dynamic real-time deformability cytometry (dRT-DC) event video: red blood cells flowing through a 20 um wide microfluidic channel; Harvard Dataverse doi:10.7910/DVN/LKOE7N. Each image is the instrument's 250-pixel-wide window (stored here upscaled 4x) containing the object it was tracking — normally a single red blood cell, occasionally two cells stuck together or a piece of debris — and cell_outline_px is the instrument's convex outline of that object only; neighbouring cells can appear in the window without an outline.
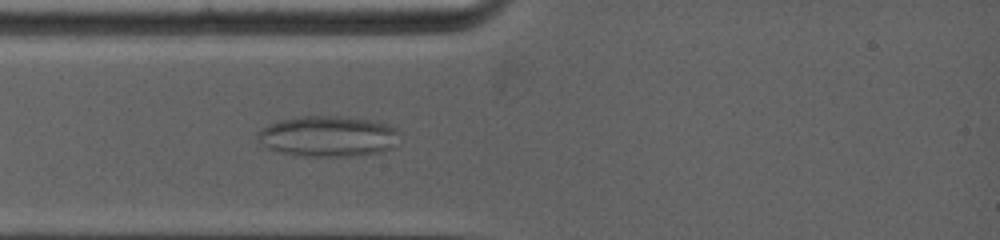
{"species": "common noctule bat (a hibernating species)", "species_latin": "Nyctalus noctula", "temperature_condition": "warm", "stored_images_in_passage": 2, "camera_frame_rate_fps": 5000, "um_per_image_px": 0.085, "animal": {"sex": "female", "body_mass_g": 19.0, "forearm_length_mm": 53.3}, "frame": {"image": 1, "passage_image": 2, "time_ms": 1.2, "image_size_px": [1000, 240], "cell_outline_px": [[396, 132], [392, 148], [380, 152], [348, 156], [304, 156], [280, 152], [268, 148], [256, 140], [256, 136], [268, 124], [280, 120], [300, 116], [348, 116], [388, 124], [396, 128]], "centroid_in_image_um": [27.83, 11.57], "position_along_channel_um": 57.2, "area_um2": 33.35}}